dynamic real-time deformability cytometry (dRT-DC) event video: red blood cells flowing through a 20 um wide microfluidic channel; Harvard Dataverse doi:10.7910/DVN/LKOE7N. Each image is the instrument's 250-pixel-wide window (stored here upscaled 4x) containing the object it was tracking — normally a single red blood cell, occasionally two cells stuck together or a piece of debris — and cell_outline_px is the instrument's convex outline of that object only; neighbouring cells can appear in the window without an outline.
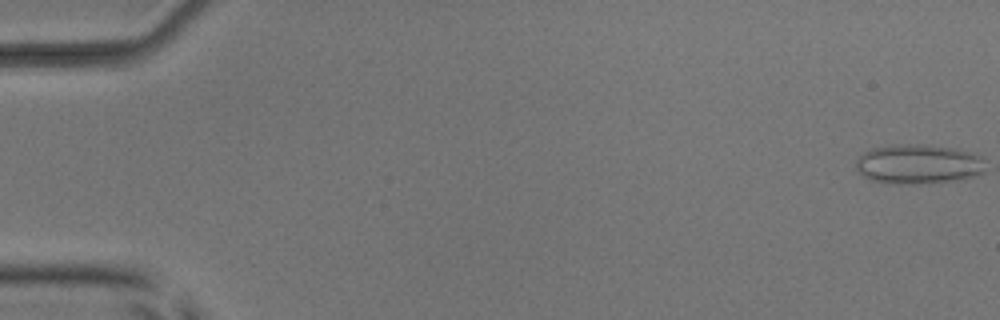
{"species": "common noctule bat (a hibernating species)", "species_latin": "Nyctalus noctula", "temperature_condition": "room temperature", "stored_images_in_passage": 6, "camera_frame_rate_fps": 3000, "um_per_image_px": 0.085, "animal": {"sex": "male", "body_mass_g": 17.9, "forearm_length_mm": 54.2}, "frame": {"image": 1, "passage_image": 1, "time_ms": 0.0, "image_size_px": [1000, 320], "cell_outline_px": [[984, 172], [964, 180], [872, 180], [864, 176], [856, 168], [856, 160], [864, 152], [872, 148], [892, 144], [928, 144], [956, 148], [980, 156]], "centroid_in_image_um": [78.07, 13.86], "position_along_channel_um": 6.9, "area_um2": 28.44}}